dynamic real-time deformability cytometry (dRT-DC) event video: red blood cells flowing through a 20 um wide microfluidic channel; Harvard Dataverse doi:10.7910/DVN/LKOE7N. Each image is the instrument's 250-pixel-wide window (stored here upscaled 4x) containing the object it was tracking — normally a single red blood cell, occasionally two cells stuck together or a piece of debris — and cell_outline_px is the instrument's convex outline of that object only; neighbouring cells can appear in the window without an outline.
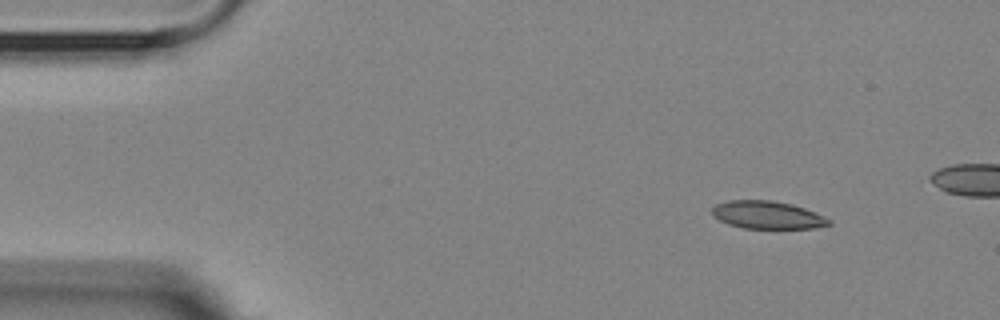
{"species": "Egyptian fruit bat (a non-hibernating species)", "species_latin": "Rousettus aegyptiacus", "temperature_condition": "room temperature", "stored_images_in_passage": 11, "camera_frame_rate_fps": 3000, "um_per_image_px": 0.085, "animal": {"sex": "female"}, "frame": {"image": 1, "passage_image": 1, "time_ms": 0.0, "image_size_px": [1000, 320], "cell_outline_px": [[832, 224], [816, 228], [744, 228], [728, 224], [712, 216], [712, 208], [716, 204], [728, 200], [772, 200], [792, 204], [804, 208], [824, 216], [832, 220]], "centroid_in_image_um": [65.23, 18.27], "position_along_channel_um": 19.8, "area_um2": 18.96}}